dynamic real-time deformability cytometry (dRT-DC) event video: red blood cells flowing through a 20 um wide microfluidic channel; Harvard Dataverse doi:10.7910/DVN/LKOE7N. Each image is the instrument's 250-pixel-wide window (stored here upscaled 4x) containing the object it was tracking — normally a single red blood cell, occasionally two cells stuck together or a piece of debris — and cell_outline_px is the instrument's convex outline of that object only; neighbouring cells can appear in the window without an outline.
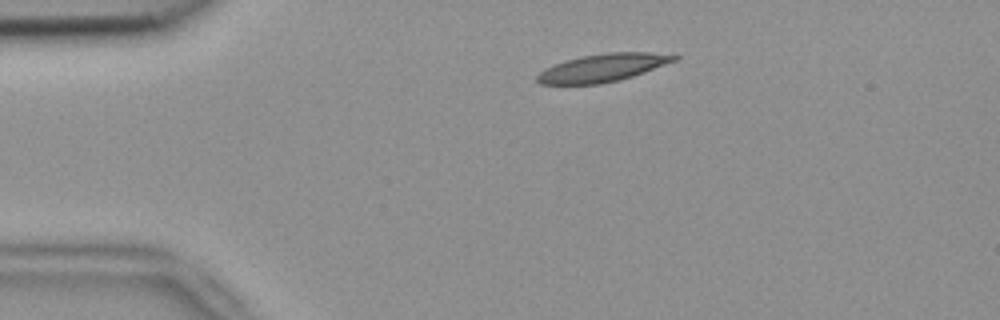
{"species": "common noctule bat (a hibernating species)", "species_latin": "Nyctalus noctula", "temperature_condition": "room temperature", "stored_images_in_passage": 45, "camera_frame_rate_fps": 3000, "um_per_image_px": 0.085, "animal": {"sex": "female", "body_mass_g": 18.4}, "frame": {"image": 1, "passage_image": 2, "time_ms": 0.333, "image_size_px": [1000, 320], "cell_outline_px": [[680, 56], [676, 60], [644, 72], [620, 80], [600, 84], [540, 84], [536, 80], [536, 76], [544, 68], [564, 60], [580, 56], [608, 52], [648, 52]], "centroid_in_image_um": [51.18, 5.76], "position_along_channel_um": 33.8, "area_um2": 22.2}}
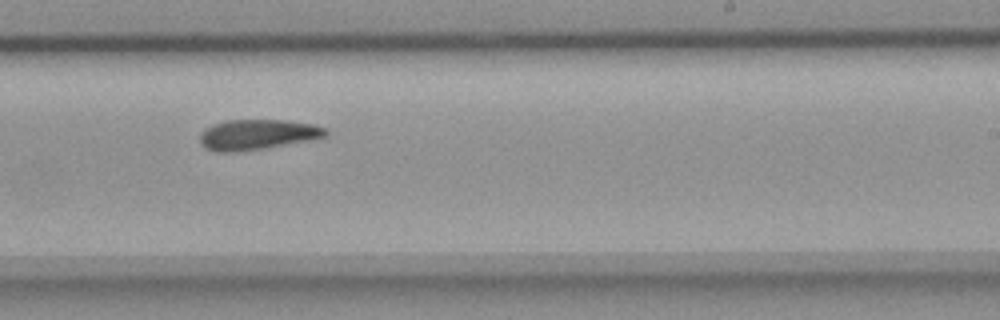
{"frame": {"image": 2, "passage_image": 24, "time_ms": 7.667, "image_size_px": [1000, 320], "cell_outline_px": [[328, 136], [312, 140], [264, 148], [232, 152], [216, 152], [204, 148], [200, 144], [200, 132], [204, 128], [212, 124], [224, 120], [288, 120], [312, 124], [324, 128], [328, 132]], "centroid_in_image_um": [21.84, 11.43], "position_along_channel_um": 267.2, "area_um2": 22.43}}
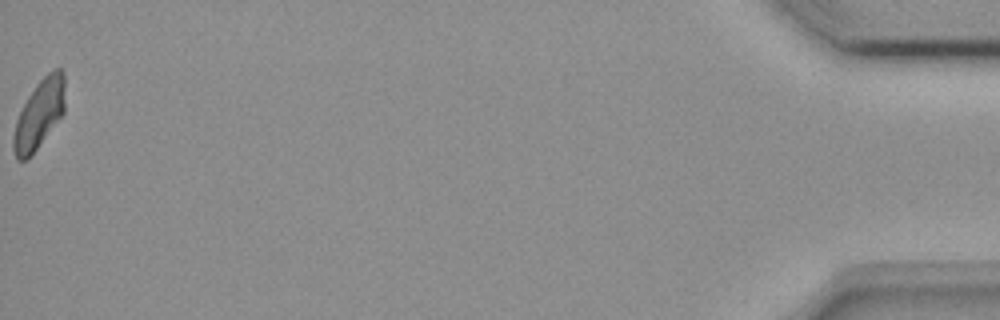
{"frame": {"image": 3, "passage_image": 45, "time_ms": 14.667, "image_size_px": [1000, 320], "cell_outline_px": [[64, 112], [36, 148], [24, 160], [16, 160], [12, 148], [12, 136], [16, 120], [28, 96], [36, 84], [52, 68], [60, 68], [64, 76]], "centroid_in_image_um": [3.31, 9.67], "position_along_channel_um": 431.9, "area_um2": 20.29}}